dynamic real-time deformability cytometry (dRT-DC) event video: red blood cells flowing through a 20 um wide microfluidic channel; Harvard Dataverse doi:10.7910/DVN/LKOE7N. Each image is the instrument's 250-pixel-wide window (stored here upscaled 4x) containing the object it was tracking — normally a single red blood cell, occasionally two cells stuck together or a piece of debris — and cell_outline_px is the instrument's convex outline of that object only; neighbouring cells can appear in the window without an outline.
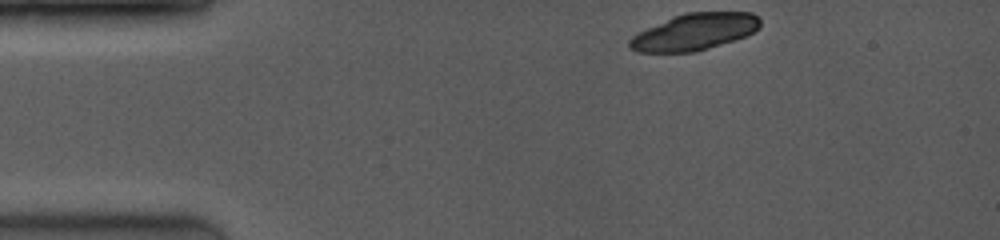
{"species": "common noctule bat (a hibernating species)", "species_latin": "Nyctalus noctula", "temperature_condition": "room temperature", "stored_images_in_passage": 8, "camera_frame_rate_fps": 4000, "um_per_image_px": 0.085, "animal": {"sex": "female", "body_mass_g": 19.0, "forearm_length_mm": 53.3}, "frame": {"image": 1, "passage_image": 1, "time_ms": 0.0, "image_size_px": [1000, 240], "cell_outline_px": [[760, 28], [736, 40], [696, 52], [636, 52], [628, 48], [628, 40], [632, 36], [672, 16], [684, 12], [752, 12], [760, 20]], "centroid_in_image_um": [59.02, 2.71], "position_along_channel_um": 26.0, "area_um2": 27.98}}